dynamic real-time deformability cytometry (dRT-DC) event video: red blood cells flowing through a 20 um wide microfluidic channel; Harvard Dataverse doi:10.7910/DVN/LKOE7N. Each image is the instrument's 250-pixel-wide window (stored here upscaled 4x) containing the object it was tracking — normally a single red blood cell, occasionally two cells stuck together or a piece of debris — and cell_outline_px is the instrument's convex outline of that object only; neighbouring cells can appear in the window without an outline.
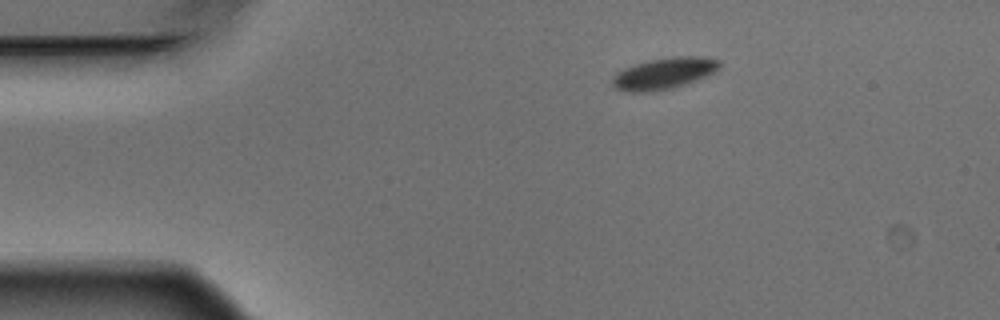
{"species": "Egyptian fruit bat (a non-hibernating species)", "species_latin": "Rousettus aegyptiacus", "temperature_condition": "warm", "stored_images_in_passage": 3, "camera_frame_rate_fps": 3000, "um_per_image_px": 0.085, "animal": {"sex": "male"}, "frame": {"image": 1, "passage_image": 1, "time_ms": 0.0, "image_size_px": [1000, 320], "cell_outline_px": [[720, 68], [696, 80], [672, 88], [648, 92], [624, 92], [616, 88], [612, 84], [612, 76], [616, 72], [624, 68], [636, 64], [652, 60], [672, 56], [700, 56], [720, 60]], "centroid_in_image_um": [56.4, 6.24], "position_along_channel_um": 28.6, "area_um2": 19.48}}
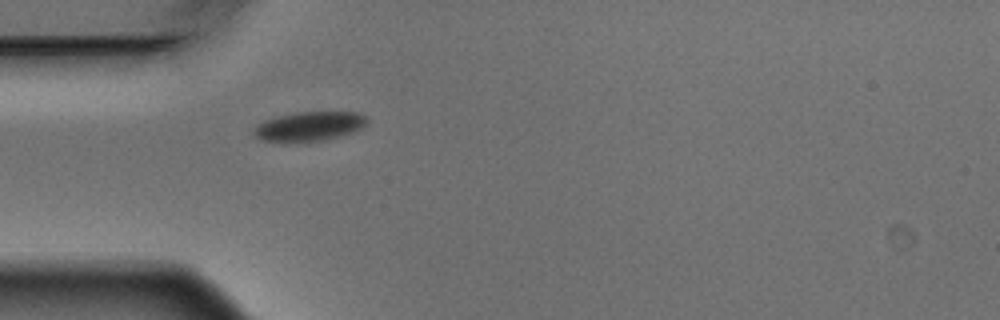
{"frame": {"image": 2, "passage_image": 3, "time_ms": 0.667, "image_size_px": [1000, 320], "cell_outline_px": [[368, 120], [360, 128], [352, 132], [340, 136], [324, 140], [296, 144], [260, 140], [252, 132], [264, 120], [276, 116], [296, 112], [356, 112], [364, 116]], "centroid_in_image_um": [26.23, 10.77], "position_along_channel_um": 58.8, "area_um2": 19.59}}